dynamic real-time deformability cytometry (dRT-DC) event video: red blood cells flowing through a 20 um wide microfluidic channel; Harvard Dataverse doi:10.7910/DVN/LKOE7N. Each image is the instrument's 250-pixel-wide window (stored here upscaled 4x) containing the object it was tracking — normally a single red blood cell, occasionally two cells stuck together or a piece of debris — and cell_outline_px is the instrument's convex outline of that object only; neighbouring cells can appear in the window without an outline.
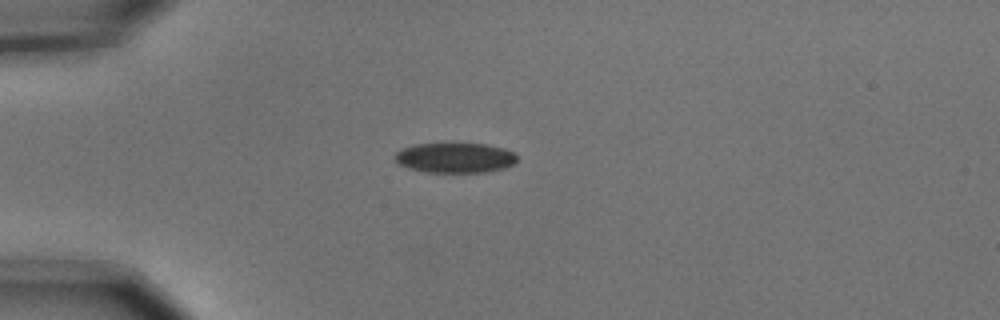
{"species": "common noctule bat (a hibernating species)", "species_latin": "Nyctalus noctula", "temperature_condition": "cold", "stored_images_in_passage": 1, "camera_frame_rate_fps": 3000, "um_per_image_px": 0.085, "animal": {"sex": "male", "body_mass_g": 15.6}, "frame": {"image": 1, "passage_image": 1, "time_ms": 0.0, "image_size_px": [1000, 320], "cell_outline_px": [[516, 160], [512, 164], [504, 168], [484, 172], [424, 172], [408, 168], [400, 164], [396, 160], [396, 152], [412, 144], [452, 140], [488, 144], [504, 148], [516, 152]], "centroid_in_image_um": [38.68, 13.35], "position_along_channel_um": 46.3, "area_um2": 22.37}}